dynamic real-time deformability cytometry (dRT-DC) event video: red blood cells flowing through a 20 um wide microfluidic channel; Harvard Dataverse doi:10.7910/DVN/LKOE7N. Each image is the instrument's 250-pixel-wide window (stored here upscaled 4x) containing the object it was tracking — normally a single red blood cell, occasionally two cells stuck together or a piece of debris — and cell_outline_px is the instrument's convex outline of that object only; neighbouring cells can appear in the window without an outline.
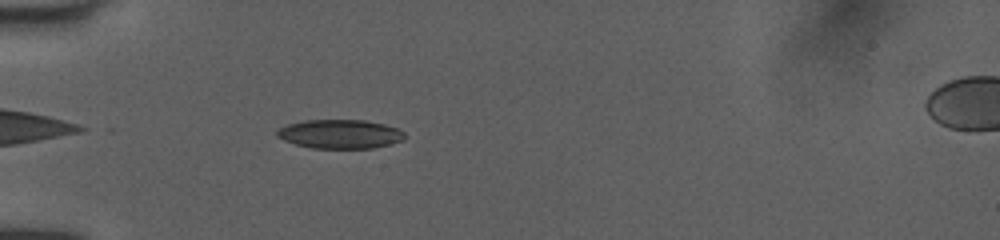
{"species": "human", "species_latin": "Homo sapiens", "temperature_condition": "room temperature", "stored_images_in_passage": 36, "camera_frame_rate_fps": 3000, "um_per_image_px": 0.085, "donor": {"sex": "female"}, "frame": {"image": 1, "passage_image": 1, "time_ms": 0.0, "image_size_px": [1000, 240], "cell_outline_px": [[404, 140], [392, 144], [372, 148], [312, 148], [296, 144], [284, 140], [276, 136], [276, 132], [280, 128], [288, 124], [304, 120], [364, 120], [384, 124], [396, 128], [404, 132]], "centroid_in_image_um": [28.91, 11.39], "position_along_channel_um": 56.1, "area_um2": 21.5}}
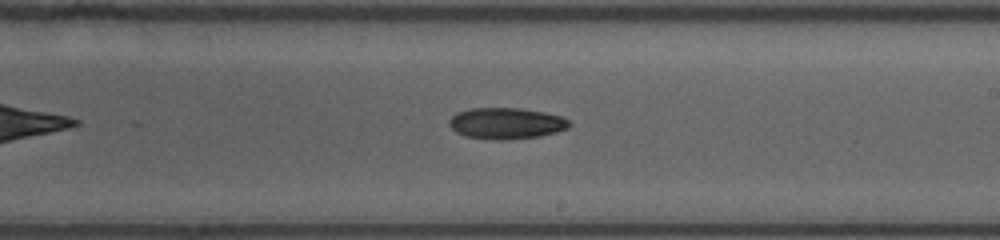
{"frame": {"image": 2, "passage_image": 16, "time_ms": 5.0, "image_size_px": [1000, 240], "cell_outline_px": [[572, 124], [568, 128], [556, 132], [540, 136], [504, 140], [500, 140], [464, 136], [456, 132], [448, 124], [448, 120], [456, 112], [472, 108], [516, 108], [544, 112], [560, 116], [568, 120]], "centroid_in_image_um": [43.01, 10.48], "position_along_channel_um": 246.0, "area_um2": 21.85}}
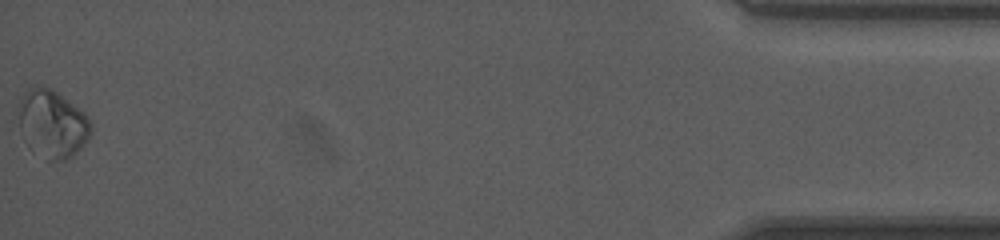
{"frame": {"image": 3, "passage_image": 36, "time_ms": 11.667, "image_size_px": [1000, 240], "cell_outline_px": [[92, 132], [88, 140], [68, 160], [48, 160], [32, 152], [28, 148], [20, 132], [16, 108], [24, 92], [28, 88], [36, 84], [40, 84], [52, 88], [80, 108], [84, 112], [92, 124]], "centroid_in_image_um": [4.41, 10.5], "position_along_channel_um": 430.8, "area_um2": 29.59}}